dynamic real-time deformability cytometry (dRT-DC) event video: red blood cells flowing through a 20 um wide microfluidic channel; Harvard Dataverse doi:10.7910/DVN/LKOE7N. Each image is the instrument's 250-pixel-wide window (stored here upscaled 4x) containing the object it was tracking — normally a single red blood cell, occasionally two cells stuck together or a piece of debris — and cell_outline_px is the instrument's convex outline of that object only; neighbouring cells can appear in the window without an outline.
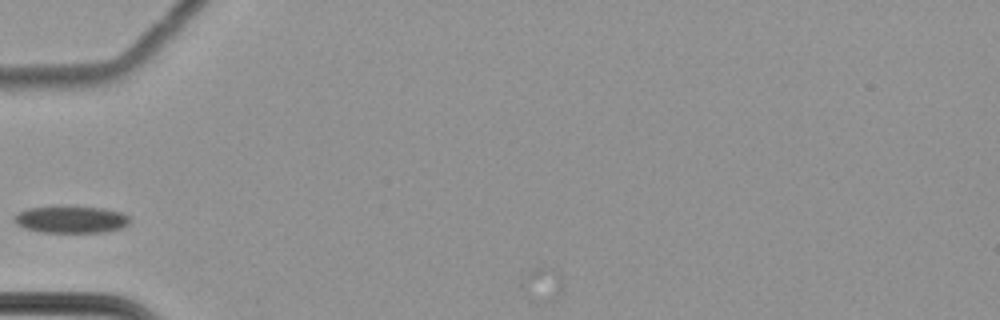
{"species": "common noctule bat (a hibernating species)", "species_latin": "Nyctalus noctula", "temperature_condition": "cold", "stored_images_in_passage": 5, "camera_frame_rate_fps": 3000, "um_per_image_px": 0.085, "animal": {"sex": "female", "body_mass_g": 22.7, "forearm_length_mm": 54.2}, "frame": {"image": 1, "passage_image": 3, "time_ms": 0.667, "image_size_px": [1000, 320], "cell_outline_px": [[128, 224], [120, 228], [100, 232], [44, 232], [24, 228], [16, 224], [12, 220], [12, 216], [16, 212], [28, 208], [104, 208], [120, 212], [128, 216]], "centroid_in_image_um": [5.96, 18.67], "position_along_channel_um": 79.0, "area_um2": 17.63}}